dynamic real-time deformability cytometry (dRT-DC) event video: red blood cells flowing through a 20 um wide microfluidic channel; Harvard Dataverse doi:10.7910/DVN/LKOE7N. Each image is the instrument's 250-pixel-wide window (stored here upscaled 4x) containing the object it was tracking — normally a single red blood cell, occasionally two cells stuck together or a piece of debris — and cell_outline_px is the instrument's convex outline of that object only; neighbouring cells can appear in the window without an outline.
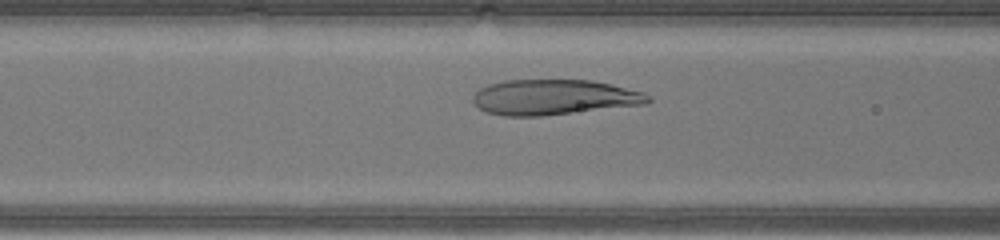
{"species": "human", "species_latin": "Homo sapiens", "temperature_condition": "warm", "stored_images_in_passage": 29, "camera_frame_rate_fps": 3000, "um_per_image_px": 0.085, "donor": {"sex": "male"}, "frame": {"image": 1, "passage_image": 10, "time_ms": 3.0, "image_size_px": [1000, 240], "cell_outline_px": [[652, 100], [648, 104], [544, 116], [504, 116], [484, 112], [472, 100], [472, 96], [480, 88], [488, 84], [504, 80], [592, 80], [612, 84], [644, 92], [652, 96]], "centroid_in_image_um": [47.12, 8.27], "position_along_channel_um": 119.5, "area_um2": 36.53}}
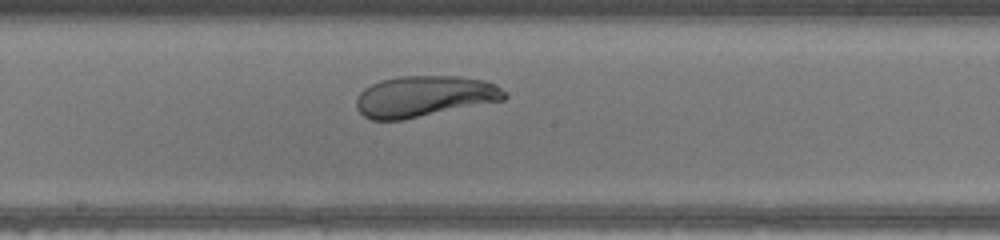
{"frame": {"image": 2, "passage_image": 16, "time_ms": 5.0, "image_size_px": [1000, 240], "cell_outline_px": [[508, 96], [504, 100], [400, 120], [372, 120], [364, 116], [356, 108], [356, 100], [360, 92], [364, 88], [380, 80], [400, 76], [460, 76], [484, 80], [496, 84]], "centroid_in_image_um": [36.05, 8.18], "position_along_channel_um": 212.1, "area_um2": 35.32}}
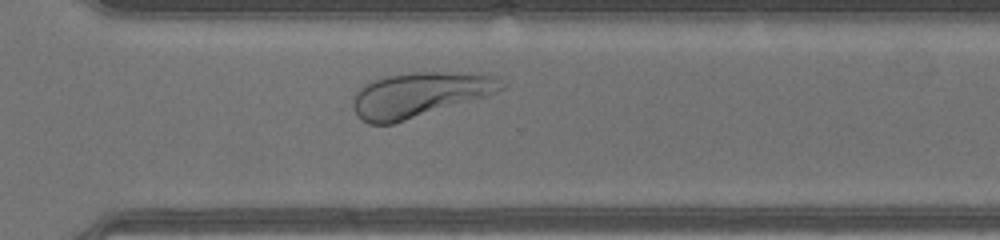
{"frame": {"image": 3, "passage_image": 24, "time_ms": 7.667, "image_size_px": [1000, 240], "cell_outline_px": [[508, 84], [504, 88], [488, 96], [392, 124], [368, 124], [356, 116], [352, 108], [352, 96], [364, 84], [372, 80], [384, 76], [412, 72], [440, 72], [496, 76]], "centroid_in_image_um": [35.61, 8.05], "position_along_channel_um": 335.0, "area_um2": 38.84}}